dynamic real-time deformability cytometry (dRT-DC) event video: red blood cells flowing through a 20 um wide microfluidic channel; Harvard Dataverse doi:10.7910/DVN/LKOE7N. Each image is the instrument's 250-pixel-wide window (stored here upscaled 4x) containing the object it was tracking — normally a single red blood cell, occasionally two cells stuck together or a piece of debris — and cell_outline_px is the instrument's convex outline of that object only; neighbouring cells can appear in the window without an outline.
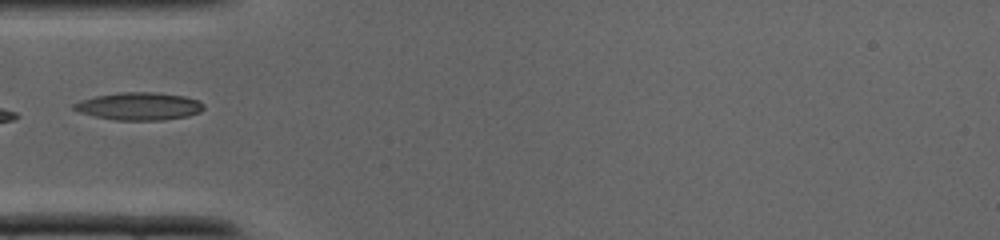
{"species": "common noctule bat (a hibernating species)", "species_latin": "Nyctalus noctula", "temperature_condition": "cold", "stored_images_in_passage": 27, "camera_frame_rate_fps": 3000, "um_per_image_px": 0.085, "animal": {"sex": "male", "body_mass_g": 19.0, "forearm_length_mm": 50.8}, "frame": {"image": 1, "passage_image": 12, "time_ms": 3.667, "image_size_px": [1000, 240], "cell_outline_px": [[204, 108], [200, 112], [188, 116], [164, 120], [116, 120], [96, 116], [80, 112], [72, 108], [72, 104], [80, 100], [96, 96], [120, 92], [156, 92], [184, 96], [200, 100], [204, 104]], "centroid_in_image_um": [11.85, 9.02], "position_along_channel_um": 73.1, "area_um2": 20.98}}
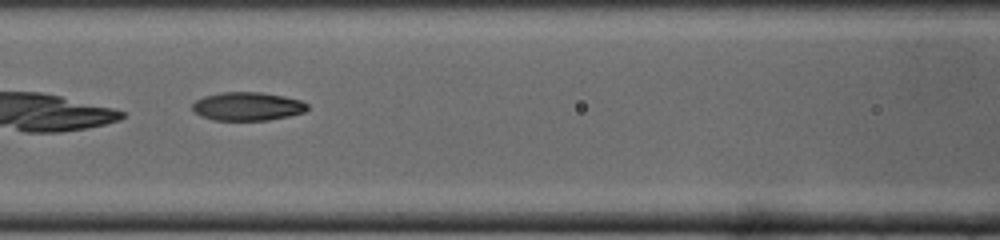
{"frame": {"image": 2, "passage_image": 16, "time_ms": 5.0, "image_size_px": [1000, 240], "cell_outline_px": [[308, 108], [304, 112], [288, 116], [268, 120], [212, 120], [200, 116], [192, 108], [192, 104], [196, 100], [204, 96], [220, 92], [260, 92], [284, 96], [300, 100], [308, 104]], "centroid_in_image_um": [21.02, 9.04], "position_along_channel_um": 145.6, "area_um2": 19.07}}